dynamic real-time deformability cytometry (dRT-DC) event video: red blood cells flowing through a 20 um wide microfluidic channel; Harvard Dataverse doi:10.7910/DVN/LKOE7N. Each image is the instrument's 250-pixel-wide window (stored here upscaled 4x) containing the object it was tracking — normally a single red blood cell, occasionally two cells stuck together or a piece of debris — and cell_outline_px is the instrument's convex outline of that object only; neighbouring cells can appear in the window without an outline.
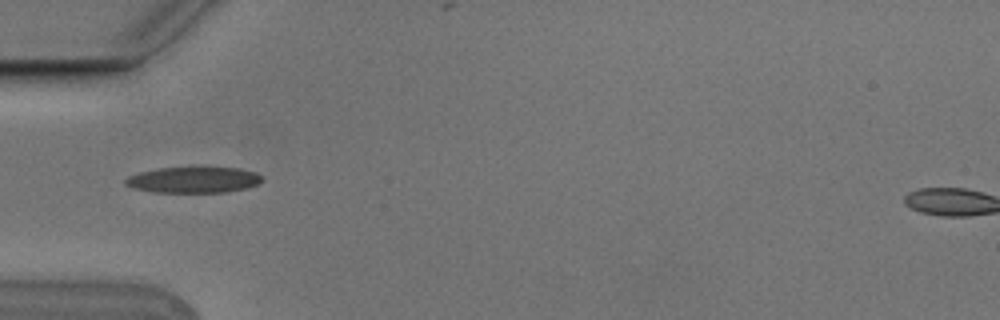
{"species": "Egyptian fruit bat (a non-hibernating species)", "species_latin": "Rousettus aegyptiacus", "temperature_condition": "cold", "stored_images_in_passage": 1, "camera_frame_rate_fps": 3000, "um_per_image_px": 0.085, "animal": {"sex": "male"}, "frame": {"image": 1, "passage_image": 1, "time_ms": 0.0, "image_size_px": [1000, 320], "cell_outline_px": [[264, 180], [260, 184], [244, 188], [224, 192], [152, 192], [132, 188], [124, 184], [124, 180], [128, 176], [140, 172], [160, 168], [240, 168], [256, 172]], "centroid_in_image_um": [16.44, 15.29], "position_along_channel_um": 68.6, "area_um2": 20.58}}